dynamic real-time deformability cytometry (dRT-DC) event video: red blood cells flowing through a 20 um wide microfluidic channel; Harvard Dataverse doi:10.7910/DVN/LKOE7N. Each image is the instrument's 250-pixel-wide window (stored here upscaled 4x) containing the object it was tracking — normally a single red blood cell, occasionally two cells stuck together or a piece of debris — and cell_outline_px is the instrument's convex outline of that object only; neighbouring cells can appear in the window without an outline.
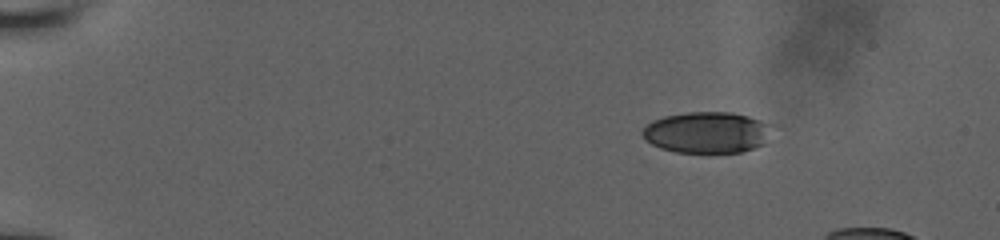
{"species": "human", "species_latin": "Homo sapiens", "temperature_condition": "room temperature", "stored_images_in_passage": 45, "camera_frame_rate_fps": 3000, "um_per_image_px": 0.085, "donor": {"sex": "male"}, "frame": {"image": 1, "passage_image": 1, "time_ms": 0.0, "image_size_px": [1000, 240], "cell_outline_px": [[772, 124], [764, 144], [740, 152], [676, 152], [660, 148], [644, 140], [640, 132], [652, 120], [664, 116], [688, 112], [732, 112], [748, 116]], "centroid_in_image_um": [60.05, 11.25], "position_along_channel_um": 24.9, "area_um2": 31.1}}
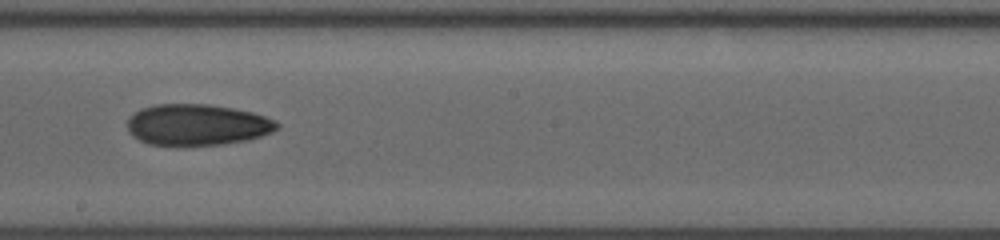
{"frame": {"image": 2, "passage_image": 26, "time_ms": 8.333, "image_size_px": [1000, 240], "cell_outline_px": [[280, 124], [272, 132], [248, 140], [224, 144], [148, 144], [132, 136], [128, 132], [128, 116], [140, 108], [156, 104], [208, 104], [232, 108], [252, 112], [276, 120]], "centroid_in_image_um": [16.74, 10.59], "position_along_channel_um": 231.5, "area_um2": 35.78}}
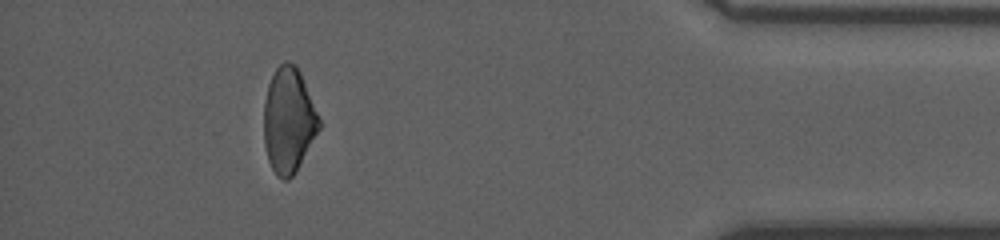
{"frame": {"image": 3, "passage_image": 43, "time_ms": 14.0, "image_size_px": [1000, 240], "cell_outline_px": [[320, 128], [296, 172], [288, 180], [284, 180], [276, 176], [268, 160], [264, 144], [264, 100], [268, 84], [276, 68], [284, 60], [288, 60], [296, 64], [300, 72], [320, 116]], "centroid_in_image_um": [24.53, 10.22], "position_along_channel_um": 410.7, "area_um2": 34.16}}